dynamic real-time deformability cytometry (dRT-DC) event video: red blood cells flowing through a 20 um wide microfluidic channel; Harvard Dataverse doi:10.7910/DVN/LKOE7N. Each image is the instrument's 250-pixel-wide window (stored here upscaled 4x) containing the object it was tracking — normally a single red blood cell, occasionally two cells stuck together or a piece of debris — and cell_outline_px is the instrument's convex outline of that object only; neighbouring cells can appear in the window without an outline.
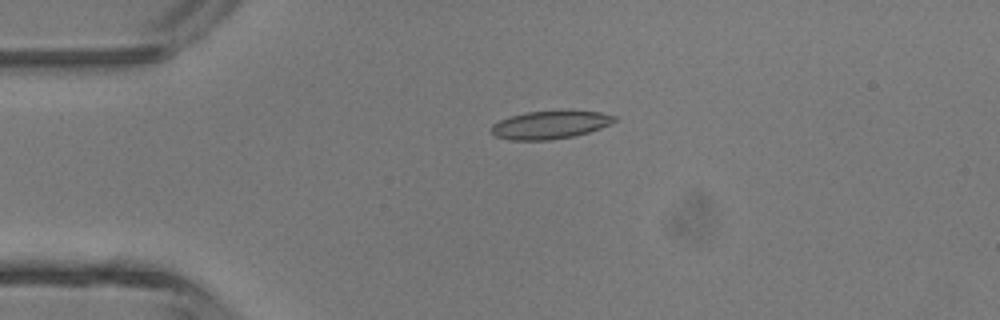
{"species": "common noctule bat (a hibernating species)", "species_latin": "Nyctalus noctula", "temperature_condition": "room temperature", "stored_images_in_passage": 36, "camera_frame_rate_fps": 3000, "um_per_image_px": 0.085, "animal": {"sex": "male", "body_mass_g": 13.3}, "frame": {"image": 1, "passage_image": 1, "time_ms": 0.0, "image_size_px": [1000, 320], "cell_outline_px": [[616, 120], [600, 128], [588, 132], [572, 136], [548, 140], [512, 140], [496, 136], [492, 132], [492, 124], [500, 120], [512, 116], [528, 112], [600, 112], [616, 116]], "centroid_in_image_um": [46.73, 10.63], "position_along_channel_um": 38.3, "area_um2": 19.36}}
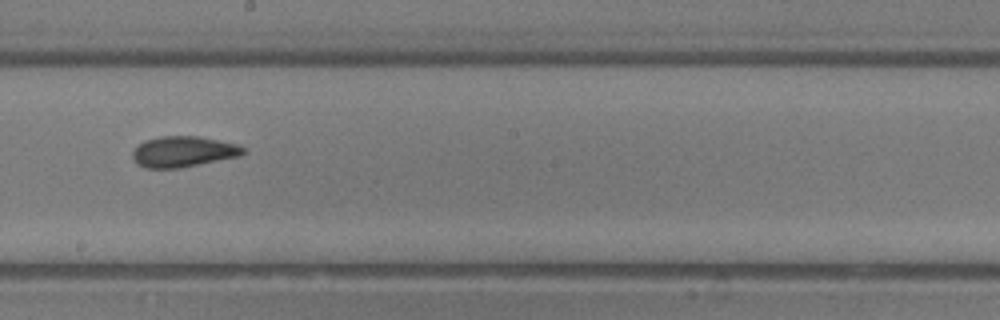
{"frame": {"image": 2, "passage_image": 16, "time_ms": 5.0, "image_size_px": [1000, 320], "cell_outline_px": [[248, 152], [240, 156], [180, 168], [144, 168], [136, 164], [132, 156], [132, 152], [144, 140], [160, 136], [200, 136], [236, 144], [244, 148]], "centroid_in_image_um": [15.58, 12.89], "position_along_channel_um": 232.6, "area_um2": 19.94}}
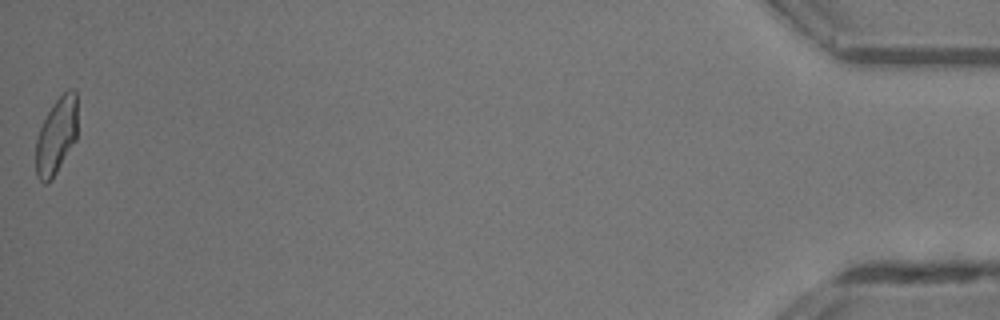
{"frame": {"image": 3, "passage_image": 36, "time_ms": 11.667, "image_size_px": [1000, 320], "cell_outline_px": [[76, 140], [52, 180], [48, 184], [44, 184], [36, 176], [36, 140], [40, 128], [48, 112], [56, 100], [68, 88], [72, 88], [76, 92]], "centroid_in_image_um": [4.79, 11.59], "position_along_channel_um": 430.4, "area_um2": 18.5}, "authors_computed_cell_mechanics": {"area_um2": 19.5364, "velocity_mm_per_s": 4.5091, "shape_relaxation_time_tau1_ms": 5.7398, "shape_relaxation_time_tau2_ms": 1.5553, "deformation_change_tau1": 0.1453, "deformation_change_tau2": 0.0769}}